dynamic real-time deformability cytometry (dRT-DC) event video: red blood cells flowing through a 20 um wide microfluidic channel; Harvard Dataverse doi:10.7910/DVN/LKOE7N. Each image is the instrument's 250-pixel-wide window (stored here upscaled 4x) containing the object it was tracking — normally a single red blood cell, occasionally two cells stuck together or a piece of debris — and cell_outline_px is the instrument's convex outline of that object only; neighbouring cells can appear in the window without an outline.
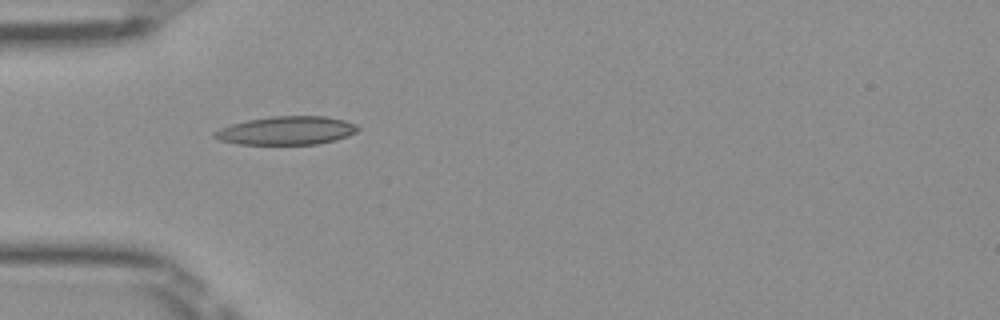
{"species": "Egyptian fruit bat (a non-hibernating species)", "species_latin": "Rousettus aegyptiacus", "temperature_condition": "room temperature", "stored_images_in_passage": 36, "camera_frame_rate_fps": 3000, "um_per_image_px": 0.085, "frame": {"image": 1, "passage_image": 1, "time_ms": 0.0, "image_size_px": [1000, 320], "cell_outline_px": [[360, 128], [356, 132], [348, 136], [336, 140], [316, 144], [240, 144], [220, 140], [212, 136], [212, 132], [220, 128], [232, 124], [248, 120], [272, 116], [324, 116], [344, 120], [356, 124]], "centroid_in_image_um": [24.36, 11.09], "position_along_channel_um": 60.6, "area_um2": 23.7}}
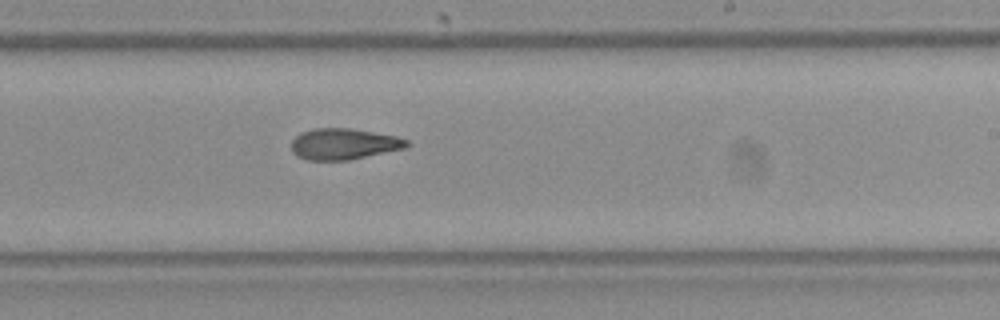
{"frame": {"image": 2, "passage_image": 16, "time_ms": 5.0, "image_size_px": [1000, 320], "cell_outline_px": [[412, 144], [404, 148], [348, 160], [308, 160], [296, 156], [292, 152], [292, 140], [300, 132], [316, 128], [348, 128], [396, 136], [408, 140]], "centroid_in_image_um": [29.2, 12.24], "position_along_channel_um": 259.8, "area_um2": 20.81}}
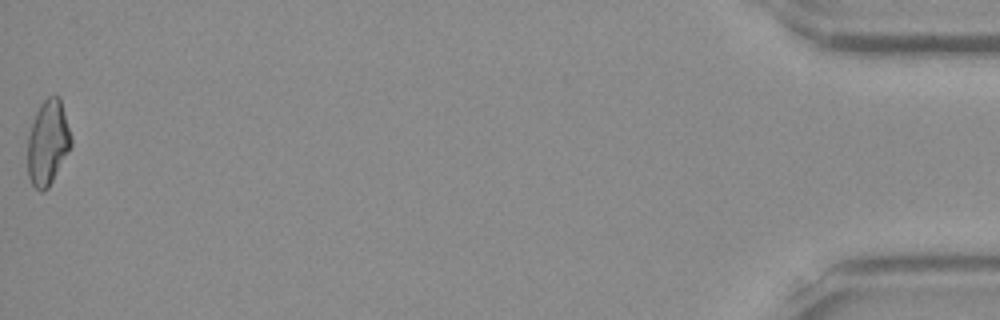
{"frame": {"image": 3, "passage_image": 36, "time_ms": 11.667, "image_size_px": [1000, 320], "cell_outline_px": [[72, 144], [68, 152], [48, 188], [44, 192], [40, 192], [32, 184], [28, 176], [28, 136], [36, 112], [40, 104], [48, 96], [60, 96], [72, 140]], "centroid_in_image_um": [4.06, 12.13], "position_along_channel_um": 431.1, "area_um2": 21.33}, "authors_computed_cell_mechanics": {"area_um2": 21.2993, "velocity_mm_per_s": 4.0237, "shape_relaxation_time_tau1_ms": null, "shape_relaxation_time_tau2_ms": 3.4799, "deformation_change_tau1": null, "deformation_change_tau2": 0.1205}}